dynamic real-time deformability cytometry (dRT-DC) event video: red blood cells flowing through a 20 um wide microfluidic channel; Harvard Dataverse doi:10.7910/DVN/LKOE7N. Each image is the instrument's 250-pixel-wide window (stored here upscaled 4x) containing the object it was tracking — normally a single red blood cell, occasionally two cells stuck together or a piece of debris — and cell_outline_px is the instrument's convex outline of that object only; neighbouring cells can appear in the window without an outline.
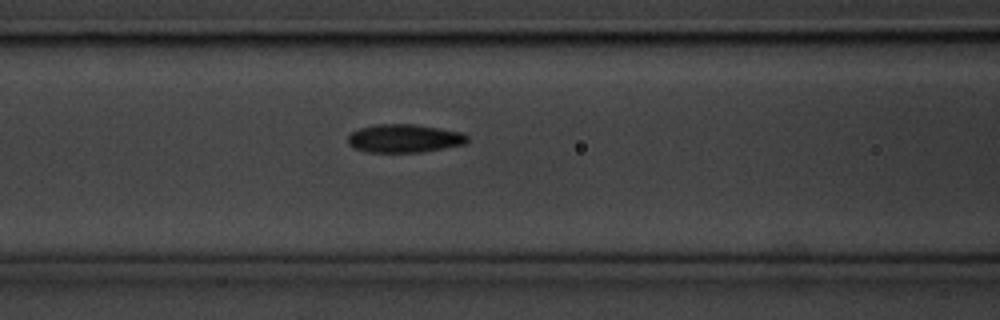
{"species": "common noctule bat (a hibernating species)", "species_latin": "Nyctalus noctula", "temperature_condition": "cold", "stored_images_in_passage": 39, "camera_frame_rate_fps": 3000, "um_per_image_px": 0.085, "animal": {"sex": "male", "body_mass_g": 20.1, "forearm_length_mm": 53.5}, "frame": {"image": 1, "passage_image": 9, "time_ms": 2.667, "image_size_px": [1000, 320], "cell_outline_px": [[468, 140], [464, 144], [420, 152], [368, 152], [352, 148], [348, 144], [348, 136], [352, 132], [360, 128], [376, 124], [416, 124], [460, 132], [468, 136]], "centroid_in_image_um": [34.32, 11.76], "position_along_channel_um": 132.3, "area_um2": 19.59}}
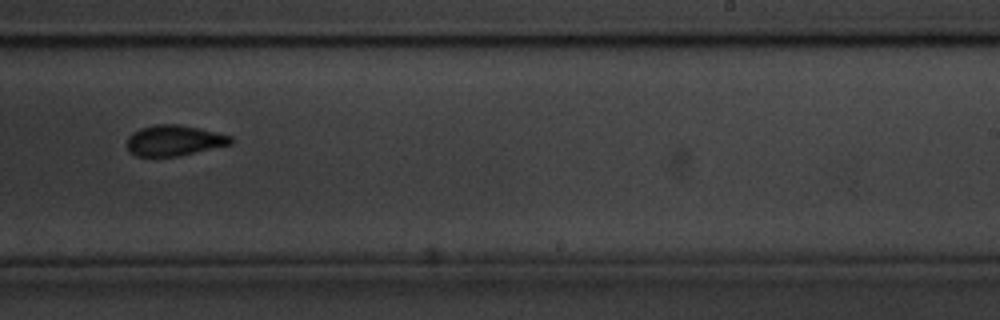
{"frame": {"image": 2, "passage_image": 21, "time_ms": 6.667, "image_size_px": [1000, 320], "cell_outline_px": [[236, 140], [232, 144], [180, 156], [136, 156], [128, 152], [128, 136], [132, 132], [140, 128], [156, 124], [176, 124], [200, 128], [232, 136]], "centroid_in_image_um": [14.83, 11.94], "position_along_channel_um": 274.2, "area_um2": 18.73}}
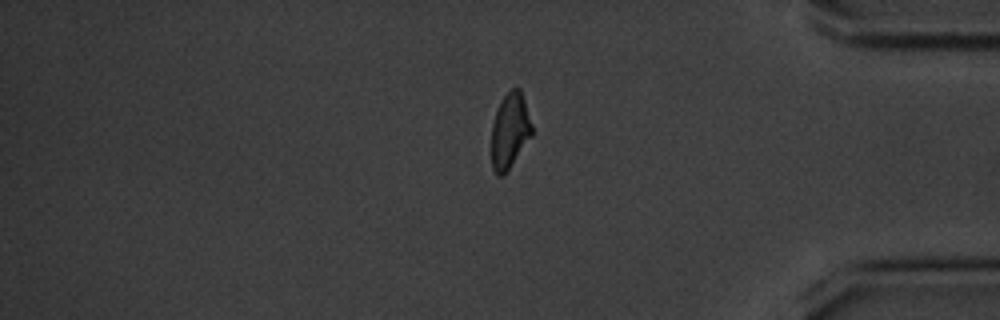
{"frame": {"image": 3, "passage_image": 33, "time_ms": 10.667, "image_size_px": [1000, 320], "cell_outline_px": [[532, 136], [504, 176], [496, 176], [492, 168], [492, 124], [496, 112], [504, 96], [512, 88], [520, 88], [532, 124]], "centroid_in_image_um": [43.34, 11.16], "position_along_channel_um": 391.9, "area_um2": 17.69}, "authors_computed_cell_mechanics": {"area_um2": 19.0162, "velocity_mm_per_s": 3.5533, "shape_relaxation_time_tau1_ms": 3.5832, "shape_relaxation_time_tau2_ms": 2.5953, "deformation_change_tau1": 0.1322, "deformation_change_tau2": 0.0966}}